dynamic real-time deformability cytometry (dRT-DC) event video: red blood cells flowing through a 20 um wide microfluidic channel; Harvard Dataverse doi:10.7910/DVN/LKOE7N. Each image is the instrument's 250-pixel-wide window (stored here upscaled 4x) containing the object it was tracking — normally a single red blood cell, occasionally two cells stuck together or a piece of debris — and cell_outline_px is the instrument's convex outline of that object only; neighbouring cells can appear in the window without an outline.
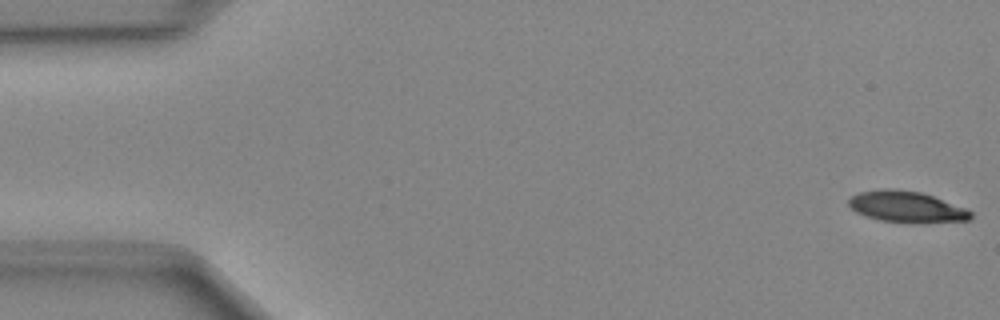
{"species": "Egyptian fruit bat (a non-hibernating species)", "species_latin": "Rousettus aegyptiacus", "temperature_condition": "cold", "stored_images_in_passage": 49, "camera_frame_rate_fps": 3000, "um_per_image_px": 0.085, "animal": {"sex": "female"}, "frame": {"image": 1, "passage_image": 1, "time_ms": 0.0, "image_size_px": [1000, 320], "cell_outline_px": [[972, 216], [968, 220], [880, 220], [856, 212], [848, 204], [848, 200], [852, 196], [860, 192], [884, 188], [892, 188], [920, 192], [968, 208], [972, 212]], "centroid_in_image_um": [77.02, 17.51], "position_along_channel_um": 8.0, "area_um2": 21.04}}
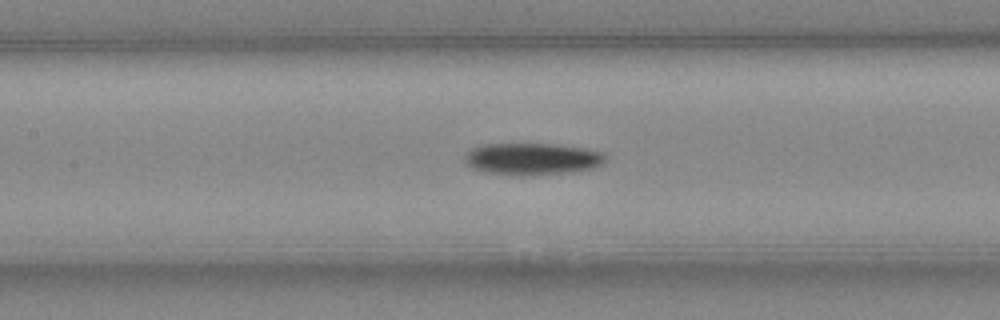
{"frame": {"image": 2, "passage_image": 22, "time_ms": 7.0, "image_size_px": [1000, 320], "cell_outline_px": [[604, 164], [592, 168], [572, 172], [532, 176], [520, 176], [480, 172], [464, 164], [464, 156], [472, 148], [484, 144], [556, 144], [584, 148], [604, 152]], "centroid_in_image_um": [45.2, 13.53], "position_along_channel_um": 162.2, "area_um2": 26.65}}
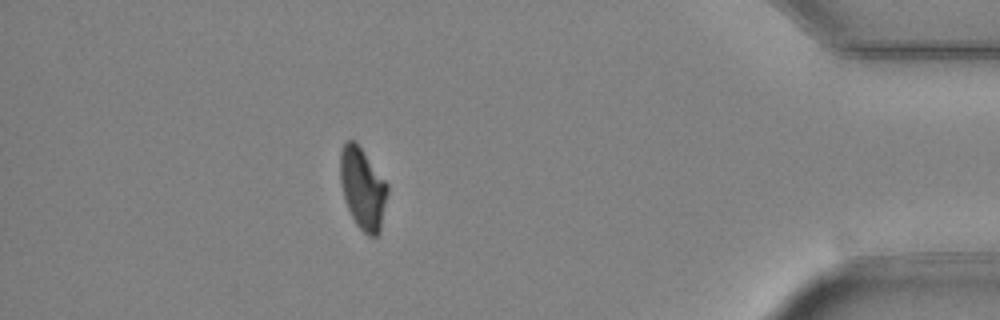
{"frame": {"image": 3, "passage_image": 43, "time_ms": 14.0, "image_size_px": [1000, 320], "cell_outline_px": [[388, 192], [380, 232], [376, 236], [368, 236], [356, 224], [348, 208], [344, 196], [340, 180], [340, 152], [344, 144], [348, 140], [356, 140], [388, 184]], "centroid_in_image_um": [30.84, 16.0], "position_along_channel_um": 404.4, "area_um2": 22.43}}